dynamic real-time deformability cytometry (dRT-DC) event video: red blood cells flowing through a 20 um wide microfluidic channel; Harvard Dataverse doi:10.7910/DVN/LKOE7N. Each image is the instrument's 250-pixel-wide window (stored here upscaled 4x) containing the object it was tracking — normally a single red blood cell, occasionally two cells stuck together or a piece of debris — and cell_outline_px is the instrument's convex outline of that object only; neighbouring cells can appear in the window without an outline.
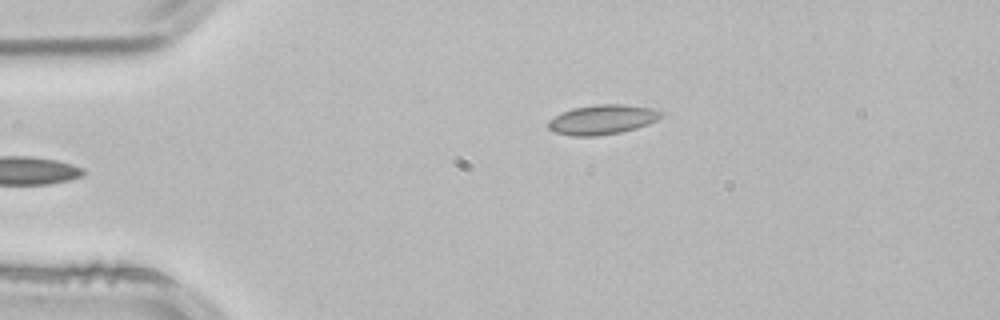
{"species": "common noctule bat (a hibernating species)", "species_latin": "Nyctalus noctula", "temperature_condition": "room temperature", "stored_images_in_passage": 2, "camera_frame_rate_fps": 3000, "um_per_image_px": 0.085, "animal": {"sex": "male", "body_mass_g": 21.5, "forearm_length_mm": 52.0}, "frame": {"image": 1, "passage_image": 2, "time_ms": 0.333, "image_size_px": [1000, 320], "cell_outline_px": [[664, 112], [656, 120], [648, 124], [636, 128], [620, 132], [596, 136], [572, 136], [556, 132], [548, 128], [548, 120], [560, 112], [572, 108], [600, 104], [624, 104], [652, 108]], "centroid_in_image_um": [51.18, 10.16], "position_along_channel_um": 33.8, "area_um2": 19.48}}